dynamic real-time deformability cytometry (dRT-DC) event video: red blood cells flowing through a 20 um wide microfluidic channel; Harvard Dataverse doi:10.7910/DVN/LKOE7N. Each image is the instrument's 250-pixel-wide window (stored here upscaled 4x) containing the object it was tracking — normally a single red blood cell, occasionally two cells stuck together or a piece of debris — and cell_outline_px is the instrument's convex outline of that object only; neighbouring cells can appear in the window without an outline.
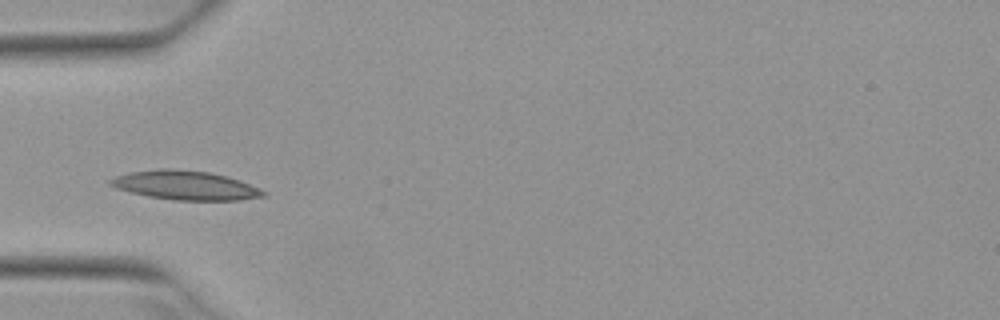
{"species": "Egyptian fruit bat (a non-hibernating species)", "species_latin": "Rousettus aegyptiacus", "temperature_condition": "warm", "stored_images_in_passage": 4, "camera_frame_rate_fps": 3000, "um_per_image_px": 0.085, "animal": {"sex": "female"}, "frame": {"image": 1, "passage_image": 2, "time_ms": 0.333, "image_size_px": [1000, 320], "cell_outline_px": [[268, 196], [240, 200], [176, 200], [148, 196], [116, 188], [108, 184], [108, 180], [116, 176], [128, 172], [160, 168], [168, 168], [208, 172], [240, 180], [260, 188], [268, 192]], "centroid_in_image_um": [15.78, 15.75], "position_along_channel_um": 69.2, "area_um2": 25.95}}
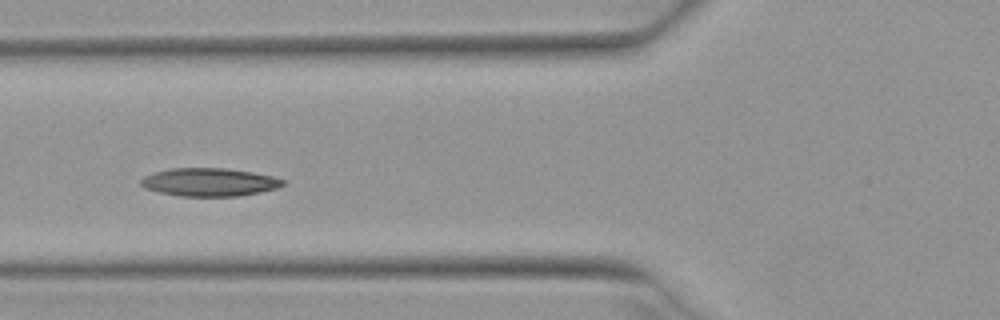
{"frame": {"image": 2, "passage_image": 3, "time_ms": 0.667, "image_size_px": [1000, 320], "cell_outline_px": [[288, 180], [284, 184], [276, 188], [260, 192], [240, 196], [180, 196], [160, 192], [144, 188], [140, 184], [140, 180], [144, 176], [156, 172], [172, 168], [224, 168], [252, 172], [272, 176]], "centroid_in_image_um": [17.81, 15.48], "position_along_channel_um": 108.0, "area_um2": 23.24}}
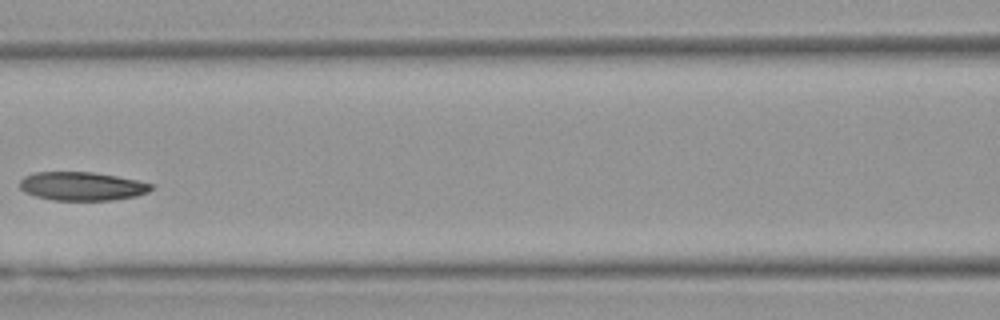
{"frame": {"image": 3, "passage_image": 4, "time_ms": 1.0, "image_size_px": [1000, 320], "cell_outline_px": [[152, 188], [148, 192], [136, 196], [112, 200], [52, 200], [36, 196], [24, 192], [20, 188], [20, 180], [24, 176], [36, 172], [92, 172], [116, 176], [136, 180], [152, 184]], "centroid_in_image_um": [6.94, 15.83], "position_along_channel_um": 159.7, "area_um2": 21.79}}